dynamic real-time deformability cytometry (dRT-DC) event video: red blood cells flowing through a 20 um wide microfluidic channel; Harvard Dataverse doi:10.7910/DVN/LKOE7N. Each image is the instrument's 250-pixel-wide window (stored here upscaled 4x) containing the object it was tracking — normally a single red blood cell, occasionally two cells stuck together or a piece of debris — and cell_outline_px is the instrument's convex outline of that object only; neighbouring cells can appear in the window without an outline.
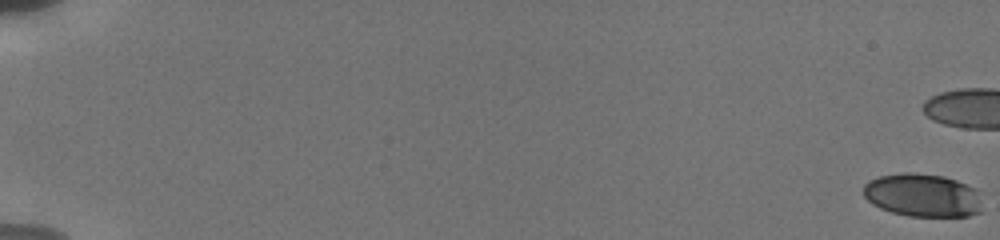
{"species": "human", "species_latin": "Homo sapiens", "temperature_condition": "cold", "stored_images_in_passage": 50, "camera_frame_rate_fps": 3000, "um_per_image_px": 0.085, "donor": {"sex": "male"}, "frame": {"image": 1, "passage_image": 1, "time_ms": 0.0, "image_size_px": [1000, 240], "cell_outline_px": [[980, 212], [968, 216], [908, 216], [892, 212], [880, 208], [872, 204], [864, 196], [864, 184], [868, 180], [880, 176], [904, 172], [912, 172], [944, 176], [956, 180], [976, 188], [980, 192]], "centroid_in_image_um": [78.42, 16.59], "position_along_channel_um": 6.6, "area_um2": 30.06}}
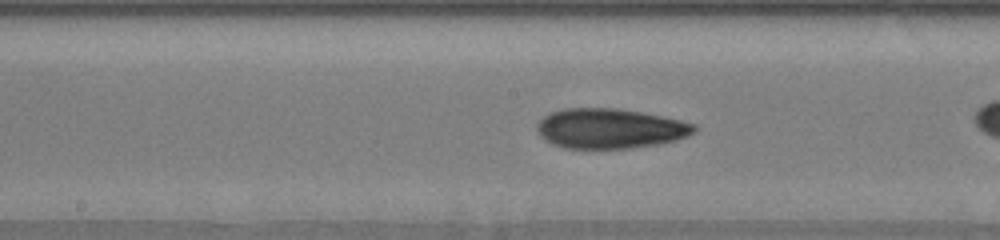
{"frame": {"image": 2, "passage_image": 28, "time_ms": 10.667, "image_size_px": [1000, 240], "cell_outline_px": [[696, 132], [688, 136], [676, 140], [660, 144], [632, 148], [568, 148], [552, 144], [544, 140], [540, 136], [536, 128], [536, 124], [548, 112], [564, 108], [620, 108], [680, 120], [696, 124]], "centroid_in_image_um": [51.84, 10.92], "position_along_channel_um": 196.4, "area_um2": 36.82}}
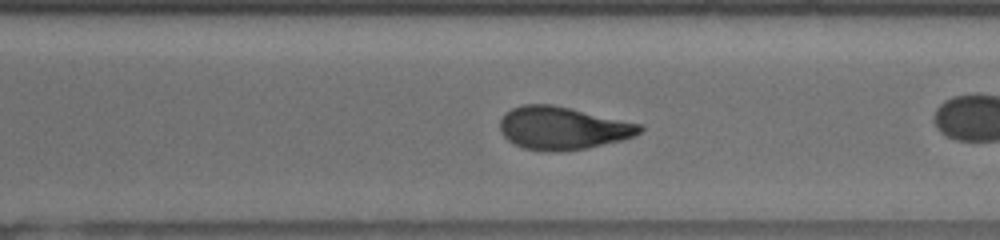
{"frame": {"image": 3, "passage_image": 39, "time_ms": 14.0, "image_size_px": [1000, 240], "cell_outline_px": [[644, 128], [636, 136], [588, 148], [524, 148], [508, 140], [500, 132], [500, 120], [504, 112], [512, 108], [524, 104], [552, 104], [640, 124]], "centroid_in_image_um": [47.81, 10.84], "position_along_channel_um": 322.8, "area_um2": 33.76}}